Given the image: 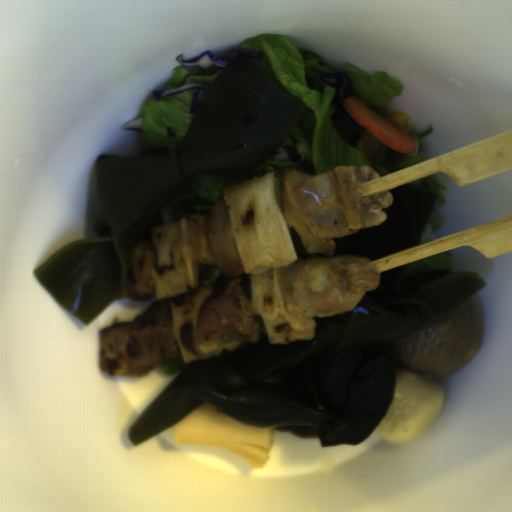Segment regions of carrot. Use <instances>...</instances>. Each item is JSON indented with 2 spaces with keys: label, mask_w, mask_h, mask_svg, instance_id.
<instances>
[{
  "label": "carrot",
  "mask_w": 512,
  "mask_h": 512,
  "mask_svg": "<svg viewBox=\"0 0 512 512\" xmlns=\"http://www.w3.org/2000/svg\"><path fill=\"white\" fill-rule=\"evenodd\" d=\"M346 113L387 147L406 154L417 152L413 138L397 125L383 118L357 96L348 97L342 104Z\"/></svg>",
  "instance_id": "carrot-1"
}]
</instances>
